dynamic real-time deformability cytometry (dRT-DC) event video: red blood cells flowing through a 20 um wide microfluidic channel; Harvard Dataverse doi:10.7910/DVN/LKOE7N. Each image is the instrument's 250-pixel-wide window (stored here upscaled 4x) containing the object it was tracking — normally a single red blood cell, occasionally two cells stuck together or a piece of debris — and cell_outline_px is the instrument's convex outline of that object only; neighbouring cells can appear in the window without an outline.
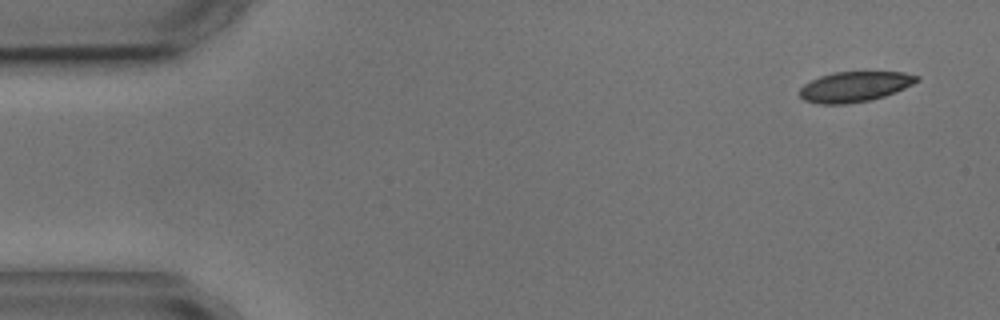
{"species": "common noctule bat (a hibernating species)", "species_latin": "Nyctalus noctula", "temperature_condition": "cold", "stored_images_in_passage": 5, "camera_frame_rate_fps": 3000, "um_per_image_px": 0.085, "animal": {"sex": "male", "body_mass_g": 17.9, "forearm_length_mm": 54.2}, "frame": {"image": 1, "passage_image": 1, "time_ms": 0.0, "image_size_px": [1000, 320], "cell_outline_px": [[920, 80], [896, 92], [872, 100], [844, 104], [820, 104], [804, 100], [800, 96], [800, 88], [804, 84], [820, 76], [836, 72], [904, 72], [920, 76]], "centroid_in_image_um": [72.67, 7.37], "position_along_channel_um": 12.3, "area_um2": 20.63}}
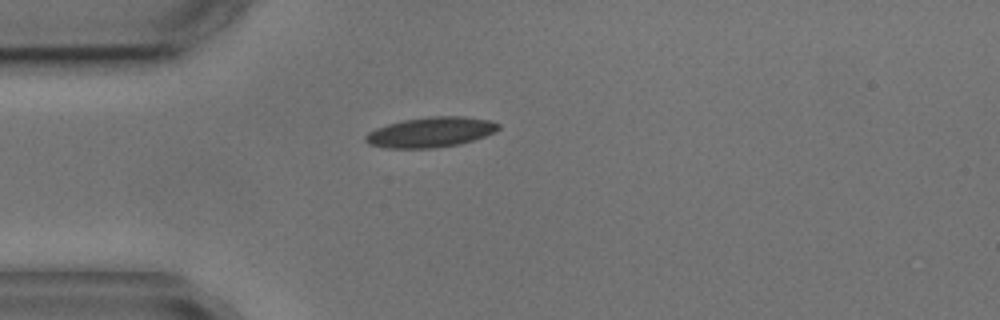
{"frame": {"image": 2, "passage_image": 4, "time_ms": 3.667, "image_size_px": [1000, 320], "cell_outline_px": [[500, 128], [496, 132], [460, 144], [432, 148], [384, 148], [368, 144], [364, 140], [364, 136], [368, 132], [376, 128], [388, 124], [404, 120], [428, 116], [464, 116], [488, 120], [500, 124]], "centroid_in_image_um": [36.59, 11.23], "position_along_channel_um": 48.4, "area_um2": 23.41}}